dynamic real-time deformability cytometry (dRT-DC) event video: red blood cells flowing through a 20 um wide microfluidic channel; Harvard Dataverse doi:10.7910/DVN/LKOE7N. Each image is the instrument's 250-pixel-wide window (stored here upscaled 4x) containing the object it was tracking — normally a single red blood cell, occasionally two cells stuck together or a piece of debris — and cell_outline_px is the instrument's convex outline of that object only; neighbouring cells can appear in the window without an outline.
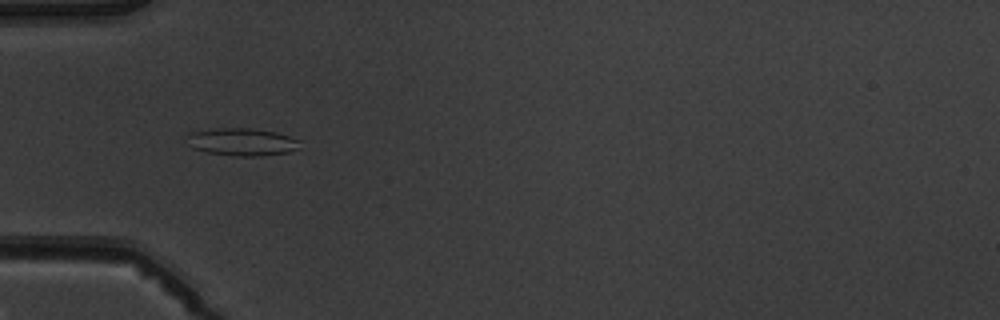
{"species": "common noctule bat (a hibernating species)", "species_latin": "Nyctalus noctula", "temperature_condition": "warm", "stored_images_in_passage": 6, "camera_frame_rate_fps": 3000, "um_per_image_px": 0.085, "animal": {"sex": "male", "body_mass_g": 19.5, "forearm_length_mm": 54.6}, "frame": {"image": 1, "passage_image": 4, "time_ms": 3.333, "image_size_px": [1000, 320], "cell_outline_px": [[300, 148], [288, 152], [264, 156], [232, 156], [208, 152], [192, 148], [188, 136], [192, 132], [216, 128], [252, 128], [276, 132], [300, 140]], "centroid_in_image_um": [20.63, 12.07], "position_along_channel_um": 64.4, "area_um2": 18.09}}
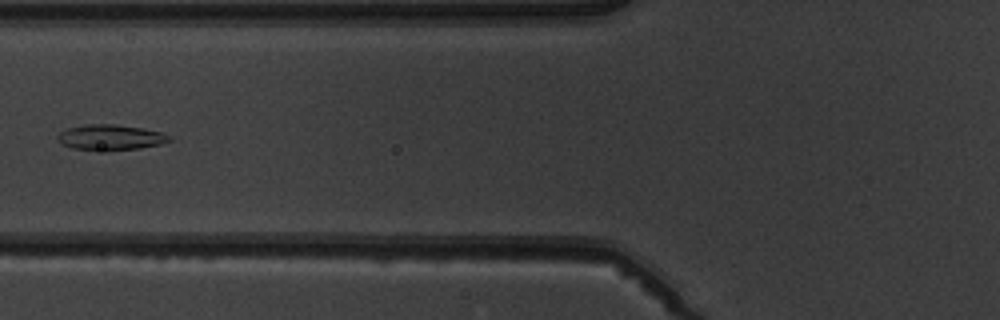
{"frame": {"image": 2, "passage_image": 5, "time_ms": 4.667, "image_size_px": [1000, 320], "cell_outline_px": [[172, 140], [160, 144], [140, 148], [108, 152], [72, 148], [60, 144], [56, 140], [56, 136], [60, 132], [68, 128], [84, 124], [116, 124], [144, 128], [160, 132], [172, 136]], "centroid_in_image_um": [9.37, 11.69], "position_along_channel_um": 116.4, "area_um2": 17.11}}
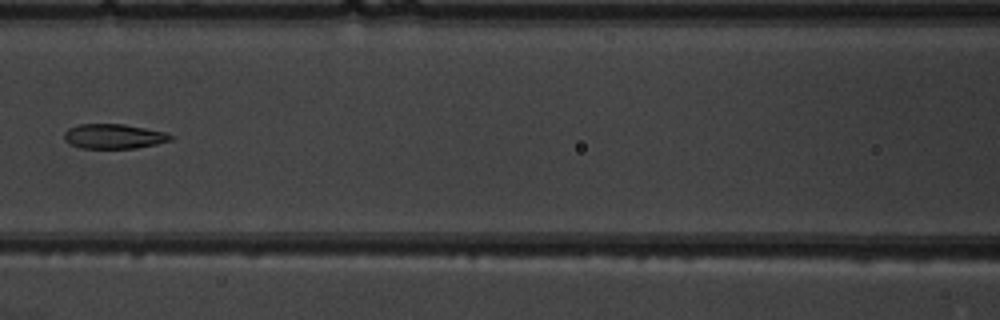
{"frame": {"image": 3, "passage_image": 6, "time_ms": 5.667, "image_size_px": [1000, 320], "cell_outline_px": [[176, 136], [172, 140], [156, 144], [136, 148], [80, 148], [68, 144], [64, 140], [64, 132], [68, 128], [80, 124], [124, 124], [164, 132]], "centroid_in_image_um": [9.65, 11.59], "position_along_channel_um": 156.9, "area_um2": 15.43}}